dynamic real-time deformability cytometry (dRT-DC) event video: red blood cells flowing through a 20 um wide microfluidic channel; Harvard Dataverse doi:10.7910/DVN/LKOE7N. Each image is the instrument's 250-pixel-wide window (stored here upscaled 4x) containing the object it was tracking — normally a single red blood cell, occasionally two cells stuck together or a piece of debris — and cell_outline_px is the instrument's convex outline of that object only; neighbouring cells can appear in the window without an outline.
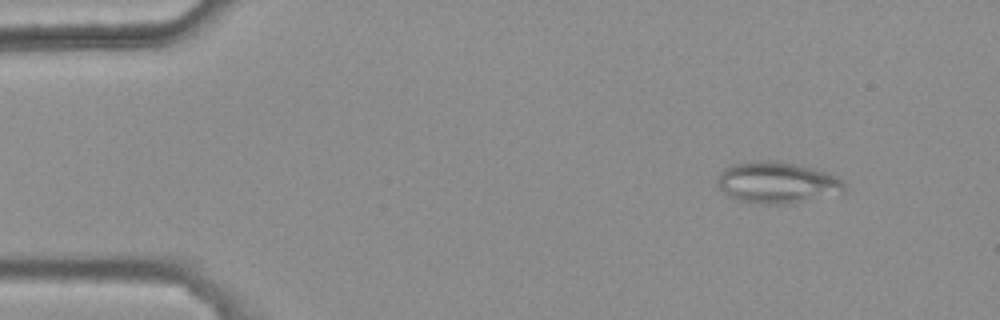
{"species": "common noctule bat (a hibernating species)", "species_latin": "Nyctalus noctula", "temperature_condition": "warm", "stored_images_in_passage": 46, "camera_frame_rate_fps": 3000, "um_per_image_px": 0.085, "animal": {"sex": "female", "body_mass_g": 25.1}, "frame": {"image": 1, "passage_image": 5, "time_ms": 1.333, "image_size_px": [1000, 320], "cell_outline_px": [[848, 188], [844, 192], [788, 204], [764, 204], [740, 200], [724, 192], [716, 184], [716, 180], [720, 172], [724, 168], [732, 164], [756, 160], [772, 160], [816, 168], [836, 176], [844, 180], [848, 184]], "centroid_in_image_um": [66.09, 15.5], "position_along_channel_um": 18.9, "area_um2": 30.81}}
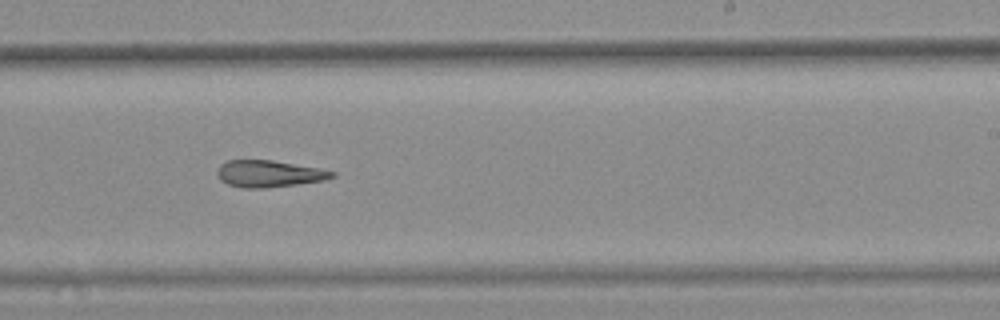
{"frame": {"image": 2, "passage_image": 32, "time_ms": 10.333, "image_size_px": [1000, 320], "cell_outline_px": [[336, 176], [324, 180], [296, 184], [264, 188], [244, 188], [228, 184], [220, 180], [216, 172], [220, 164], [228, 160], [272, 160], [320, 168], [336, 172]], "centroid_in_image_um": [22.86, 14.76], "position_along_channel_um": 266.1, "area_um2": 17.92}}
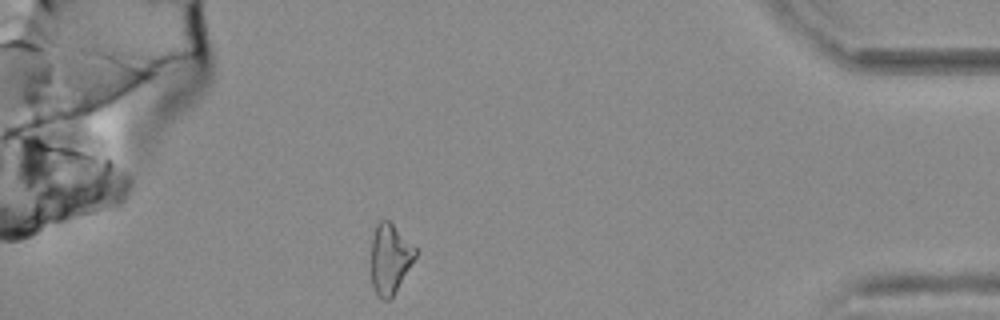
{"frame": {"image": 3, "passage_image": 46, "time_ms": 15.0, "image_size_px": [1000, 320], "cell_outline_px": [[416, 256], [392, 296], [388, 300], [384, 300], [372, 288], [372, 236], [376, 224], [380, 220], [388, 220], [416, 248]], "centroid_in_image_um": [33.13, 21.97], "position_along_channel_um": 402.1, "area_um2": 17.51}}